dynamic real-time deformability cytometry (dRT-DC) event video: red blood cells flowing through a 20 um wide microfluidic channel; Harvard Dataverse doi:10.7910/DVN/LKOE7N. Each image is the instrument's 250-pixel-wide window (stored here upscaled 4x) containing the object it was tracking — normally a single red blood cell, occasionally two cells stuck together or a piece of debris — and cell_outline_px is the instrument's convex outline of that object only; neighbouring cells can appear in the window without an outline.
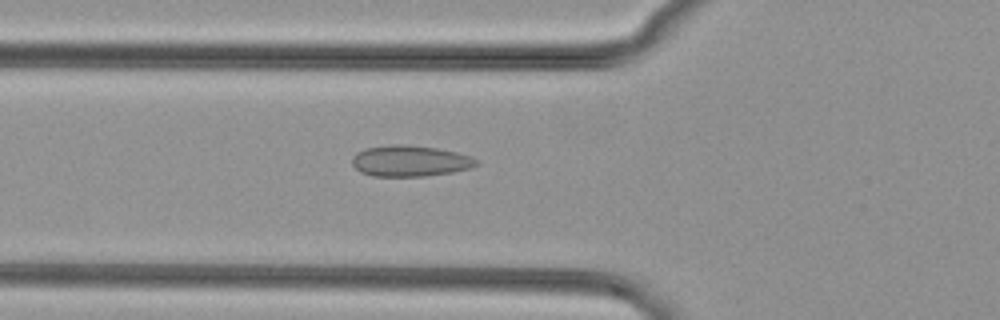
{"species": "common noctule bat (a hibernating species)", "species_latin": "Nyctalus noctula", "temperature_condition": "cold", "stored_images_in_passage": 30, "camera_frame_rate_fps": 3000, "um_per_image_px": 0.085, "animal": {"sex": "female", "body_mass_g": 29.2, "forearm_length_mm": 56.3}, "frame": {"image": 1, "passage_image": 4, "time_ms": 1.0, "image_size_px": [1000, 320], "cell_outline_px": [[480, 164], [468, 168], [452, 172], [424, 176], [372, 176], [360, 172], [352, 164], [352, 156], [356, 152], [364, 148], [392, 144], [404, 144], [436, 148], [456, 152], [472, 156]], "centroid_in_image_um": [34.82, 13.67], "position_along_channel_um": 91.0, "area_um2": 22.54}}
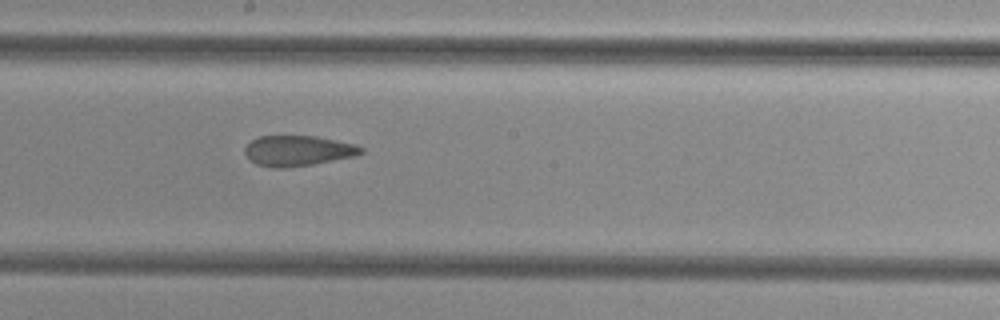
{"frame": {"image": 2, "passage_image": 14, "time_ms": 4.333, "image_size_px": [1000, 320], "cell_outline_px": [[364, 152], [356, 156], [312, 164], [284, 168], [272, 168], [256, 164], [248, 160], [244, 152], [244, 148], [252, 140], [260, 136], [316, 136], [356, 144], [364, 148]], "centroid_in_image_um": [25.32, 12.82], "position_along_channel_um": 222.9, "area_um2": 20.75}}
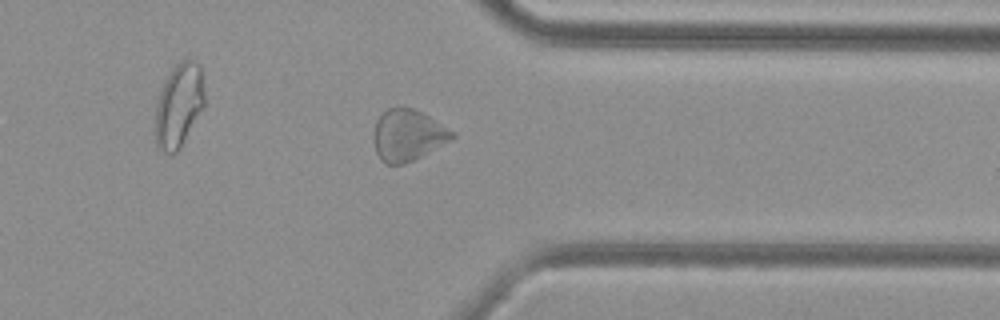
{"frame": {"image": 3, "passage_image": 26, "time_ms": 8.333, "image_size_px": [1000, 320], "cell_outline_px": [[456, 136], [420, 156], [404, 164], [384, 164], [380, 160], [376, 152], [372, 136], [376, 120], [388, 108], [400, 104], [404, 104], [428, 116], [456, 132]], "centroid_in_image_um": [34.61, 11.46], "position_along_channel_um": 376.8, "area_um2": 23.58}}